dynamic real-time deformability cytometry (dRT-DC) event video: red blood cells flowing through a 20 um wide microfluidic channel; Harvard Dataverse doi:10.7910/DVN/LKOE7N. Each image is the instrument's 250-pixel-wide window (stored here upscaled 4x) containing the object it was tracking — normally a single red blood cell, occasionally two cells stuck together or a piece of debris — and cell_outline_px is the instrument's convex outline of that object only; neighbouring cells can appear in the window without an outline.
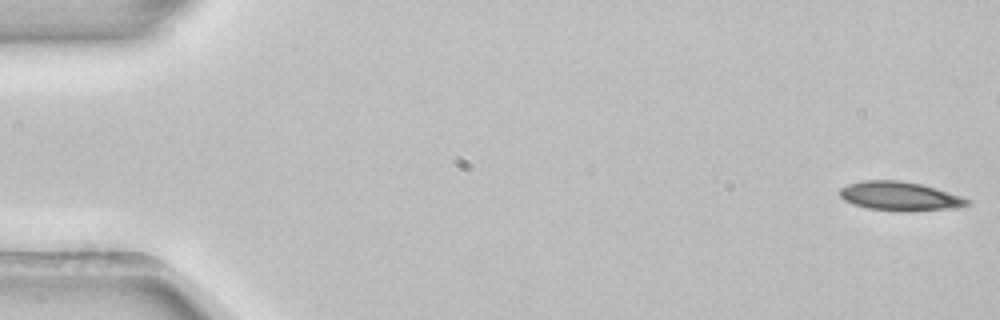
{"species": "common noctule bat (a hibernating species)", "species_latin": "Nyctalus noctula", "temperature_condition": "room temperature", "stored_images_in_passage": 43, "camera_frame_rate_fps": 3000, "um_per_image_px": 0.085, "animal": {"sex": "female", "body_mass_g": 22.7, "forearm_length_mm": 54.2}, "frame": {"image": 1, "passage_image": 1, "time_ms": 0.0, "image_size_px": [1000, 320], "cell_outline_px": [[972, 204], [956, 208], [912, 212], [868, 208], [852, 204], [844, 200], [840, 196], [840, 188], [848, 184], [864, 180], [900, 180], [920, 184], [936, 188], [972, 200]], "centroid_in_image_um": [76.52, 16.68], "position_along_channel_um": 8.5, "area_um2": 21.68}}
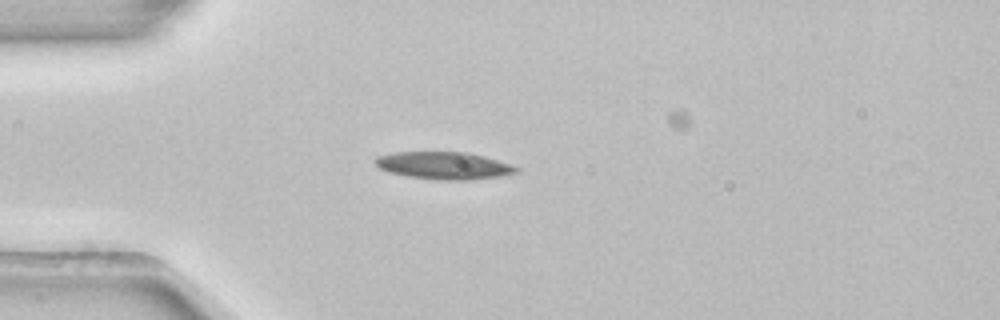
{"frame": {"image": 2, "passage_image": 14, "time_ms": 4.333, "image_size_px": [1000, 320], "cell_outline_px": [[520, 168], [516, 172], [500, 176], [472, 180], [436, 180], [408, 176], [388, 172], [380, 168], [372, 160], [376, 156], [396, 152], [468, 152], [484, 156]], "centroid_in_image_um": [37.69, 14.07], "position_along_channel_um": 47.3, "area_um2": 22.48}}
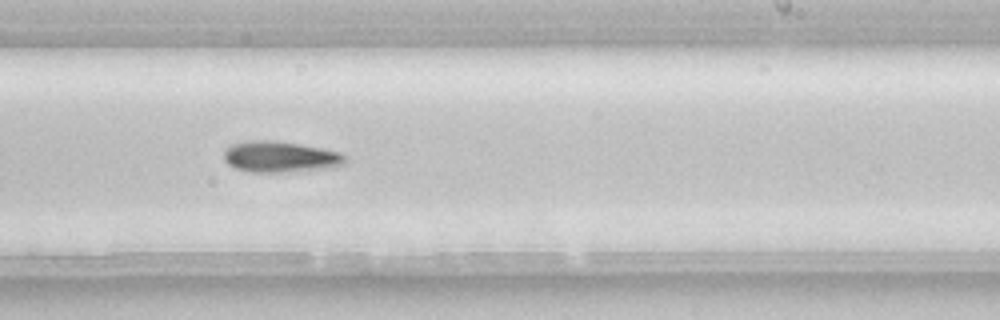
{"frame": {"image": 3, "passage_image": 32, "time_ms": 10.333, "image_size_px": [1000, 320], "cell_outline_px": [[344, 164], [336, 168], [280, 172], [248, 172], [236, 168], [228, 164], [224, 160], [224, 152], [232, 144], [248, 140], [272, 140], [300, 144], [340, 152], [344, 156]], "centroid_in_image_um": [23.81, 13.33], "position_along_channel_um": 265.2, "area_um2": 21.96}}